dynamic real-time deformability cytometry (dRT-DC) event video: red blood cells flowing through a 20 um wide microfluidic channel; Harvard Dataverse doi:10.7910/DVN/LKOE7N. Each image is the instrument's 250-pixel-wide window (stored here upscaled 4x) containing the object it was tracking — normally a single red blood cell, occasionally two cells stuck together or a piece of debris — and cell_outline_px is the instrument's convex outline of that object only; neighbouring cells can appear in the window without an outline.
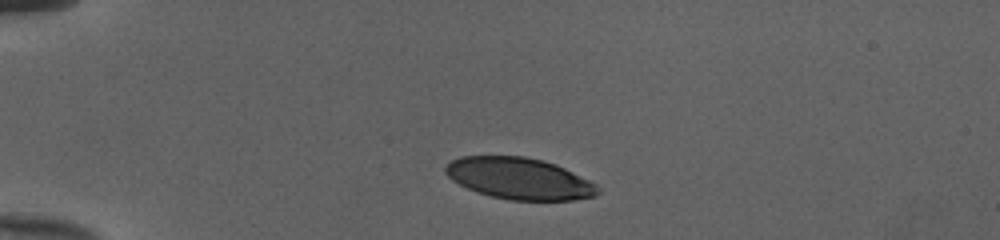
{"species": "human", "species_latin": "Homo sapiens", "temperature_condition": "cold", "stored_images_in_passage": 40, "camera_frame_rate_fps": 3000, "um_per_image_px": 0.085, "donor": {"sex": "female"}, "frame": {"image": 1, "passage_image": 1, "time_ms": 0.0, "image_size_px": [1000, 240], "cell_outline_px": [[600, 192], [596, 196], [572, 200], [508, 200], [492, 196], [468, 188], [452, 180], [444, 172], [444, 168], [452, 160], [460, 156], [524, 156], [544, 160], [556, 164], [596, 184], [600, 188]], "centroid_in_image_um": [44.15, 15.17], "position_along_channel_um": 40.8, "area_um2": 36.76}}
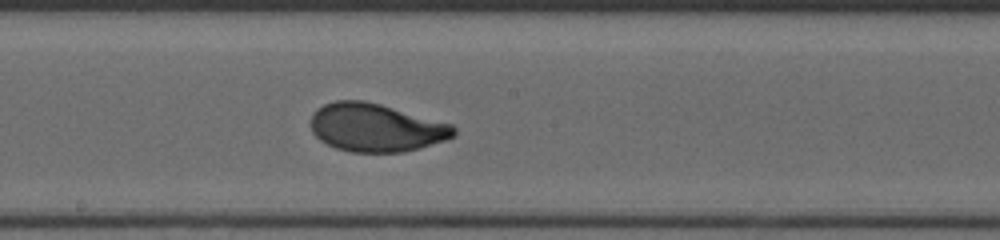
{"frame": {"image": 2, "passage_image": 18, "time_ms": 5.667, "image_size_px": [1000, 240], "cell_outline_px": [[456, 136], [420, 148], [404, 152], [352, 152], [336, 148], [320, 140], [312, 132], [312, 112], [316, 108], [324, 104], [336, 100], [364, 100], [380, 104], [452, 124], [456, 128]], "centroid_in_image_um": [31.95, 10.84], "position_along_channel_um": 216.2, "area_um2": 40.11}}
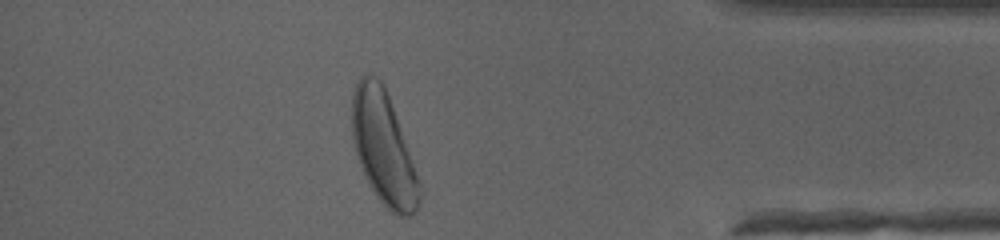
{"frame": {"image": 3, "passage_image": 34, "time_ms": 11.0, "image_size_px": [1000, 240], "cell_outline_px": [[420, 200], [416, 208], [408, 216], [400, 216], [392, 212], [376, 196], [368, 184], [360, 168], [356, 156], [352, 140], [352, 92], [360, 76], [364, 72], [368, 72], [376, 76], [380, 80], [388, 96], [396, 116], [420, 184]], "centroid_in_image_um": [32.54, 12.55], "position_along_channel_um": 402.7, "area_um2": 43.87}, "authors_computed_cell_mechanics": {"area_um2": 40.171, "velocity_mm_per_s": 3.9945, "shape_relaxation_time_tau1_ms": 2.5352, "shape_relaxation_time_tau2_ms": null, "deformation_change_tau1": 0.182, "deformation_change_tau2": null}}